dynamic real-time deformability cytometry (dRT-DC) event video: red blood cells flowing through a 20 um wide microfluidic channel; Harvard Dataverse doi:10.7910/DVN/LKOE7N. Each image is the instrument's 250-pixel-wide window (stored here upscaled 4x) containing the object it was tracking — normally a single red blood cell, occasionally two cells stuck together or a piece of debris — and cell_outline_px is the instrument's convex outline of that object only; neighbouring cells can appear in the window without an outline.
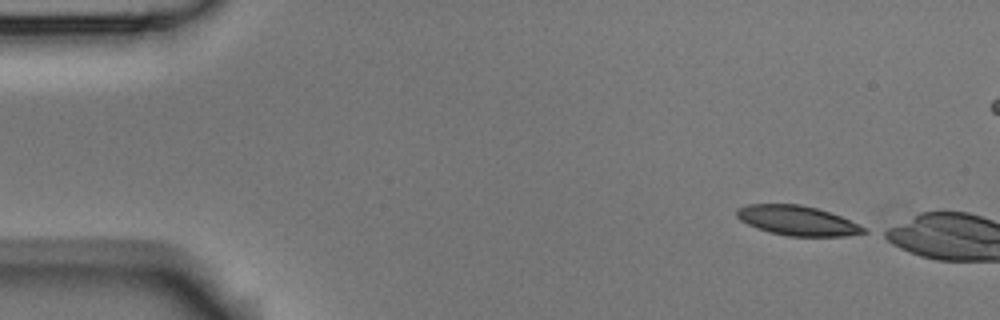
{"species": "Egyptian fruit bat (a non-hibernating species)", "species_latin": "Rousettus aegyptiacus", "temperature_condition": "room temperature", "stored_images_in_passage": 8, "camera_frame_rate_fps": 3000, "um_per_image_px": 0.085, "animal": {"sex": "male"}, "frame": {"image": 1, "passage_image": 1, "time_ms": 0.0, "image_size_px": [1000, 320], "cell_outline_px": [[868, 232], [844, 236], [788, 236], [768, 232], [756, 228], [740, 220], [736, 216], [736, 208], [748, 204], [800, 204], [816, 208], [840, 216], [868, 228]], "centroid_in_image_um": [67.76, 18.75], "position_along_channel_um": 17.2, "area_um2": 22.02}}